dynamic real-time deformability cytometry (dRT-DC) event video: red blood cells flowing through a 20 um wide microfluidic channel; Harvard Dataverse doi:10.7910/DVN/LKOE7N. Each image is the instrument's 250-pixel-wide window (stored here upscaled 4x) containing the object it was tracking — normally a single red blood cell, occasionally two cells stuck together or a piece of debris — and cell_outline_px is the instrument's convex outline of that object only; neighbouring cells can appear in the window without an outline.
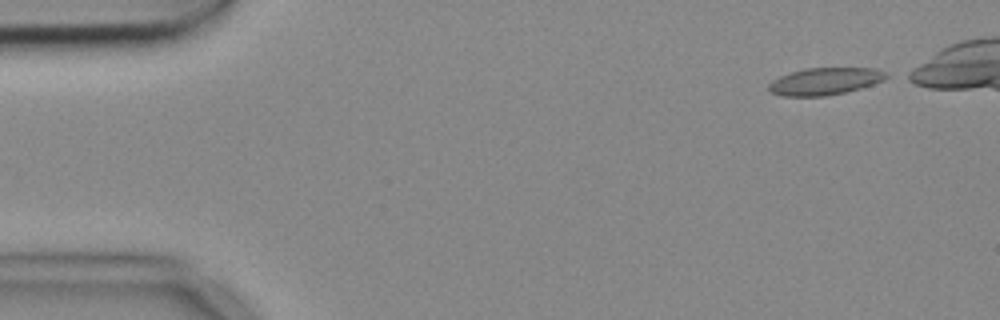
{"species": "common noctule bat (a hibernating species)", "species_latin": "Nyctalus noctula", "temperature_condition": "cold", "stored_images_in_passage": 4, "camera_frame_rate_fps": 3000, "um_per_image_px": 0.085, "animal": {"sex": "female", "body_mass_g": 18.4}, "frame": {"image": 1, "passage_image": 1, "time_ms": 0.0, "image_size_px": [1000, 320], "cell_outline_px": [[892, 76], [884, 80], [848, 92], [824, 96], [780, 96], [768, 92], [768, 84], [772, 80], [780, 76], [804, 68], [876, 68], [888, 72]], "centroid_in_image_um": [70.14, 6.91], "position_along_channel_um": 14.9, "area_um2": 18.9}}